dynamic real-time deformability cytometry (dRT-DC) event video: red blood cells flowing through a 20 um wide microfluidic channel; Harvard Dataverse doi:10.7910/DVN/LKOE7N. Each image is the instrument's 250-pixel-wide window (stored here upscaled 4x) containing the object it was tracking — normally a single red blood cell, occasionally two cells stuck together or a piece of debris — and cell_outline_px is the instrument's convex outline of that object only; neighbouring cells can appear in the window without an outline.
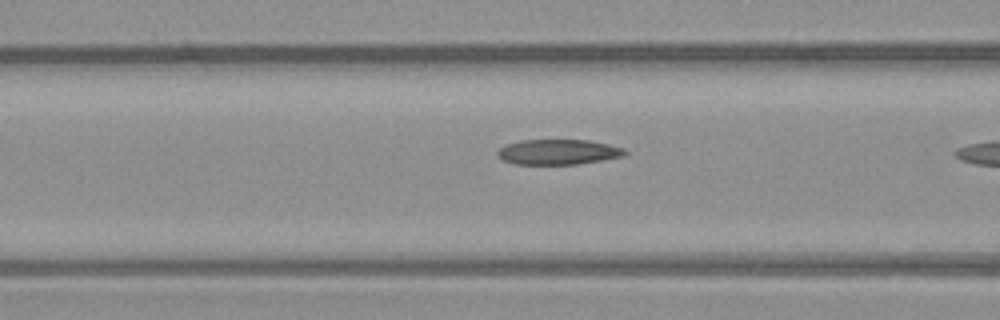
{"species": "common noctule bat (a hibernating species)", "species_latin": "Nyctalus noctula", "temperature_condition": "warm", "stored_images_in_passage": 29, "camera_frame_rate_fps": 3000, "um_per_image_px": 0.085, "animal": {"sex": "male", "body_mass_g": 23.1, "forearm_length_mm": 52.7}, "frame": {"image": 1, "passage_image": 8, "time_ms": 2.333, "image_size_px": [1000, 320], "cell_outline_px": [[628, 152], [624, 156], [576, 164], [512, 164], [496, 156], [496, 152], [504, 144], [520, 140], [588, 140], [608, 144], [624, 148]], "centroid_in_image_um": [47.4, 12.91], "position_along_channel_um": 119.2, "area_um2": 18.79}}
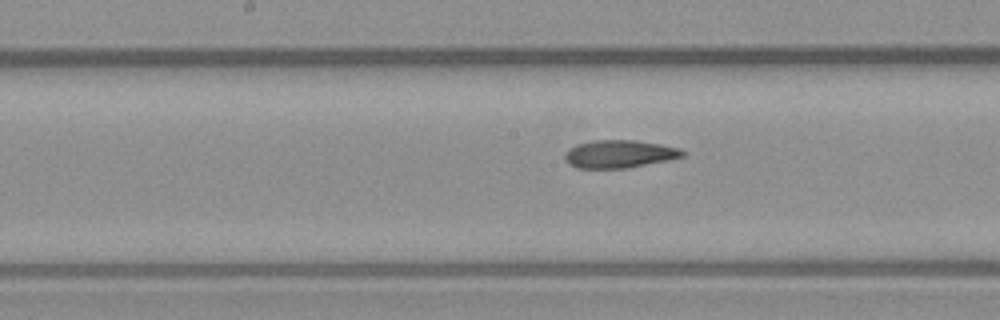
{"frame": {"image": 2, "passage_image": 14, "time_ms": 4.333, "image_size_px": [1000, 320], "cell_outline_px": [[684, 156], [668, 160], [624, 168], [576, 168], [568, 164], [564, 156], [576, 144], [592, 140], [636, 140], [660, 144], [680, 148], [684, 152]], "centroid_in_image_um": [52.64, 13.08], "position_along_channel_um": 195.6, "area_um2": 18.9}}
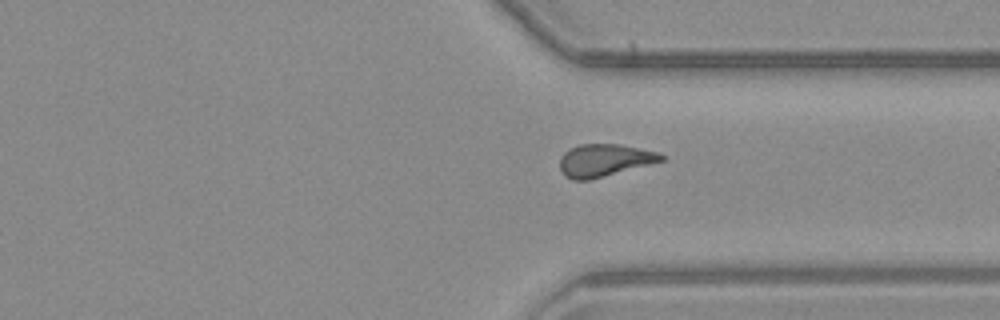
{"frame": {"image": 3, "passage_image": 27, "time_ms": 8.667, "image_size_px": [1000, 320], "cell_outline_px": [[664, 160], [588, 180], [572, 180], [564, 176], [560, 168], [560, 156], [568, 148], [580, 144], [620, 144], [660, 152], [664, 156]], "centroid_in_image_um": [51.33, 13.61], "position_along_channel_um": 360.1, "area_um2": 19.13}}